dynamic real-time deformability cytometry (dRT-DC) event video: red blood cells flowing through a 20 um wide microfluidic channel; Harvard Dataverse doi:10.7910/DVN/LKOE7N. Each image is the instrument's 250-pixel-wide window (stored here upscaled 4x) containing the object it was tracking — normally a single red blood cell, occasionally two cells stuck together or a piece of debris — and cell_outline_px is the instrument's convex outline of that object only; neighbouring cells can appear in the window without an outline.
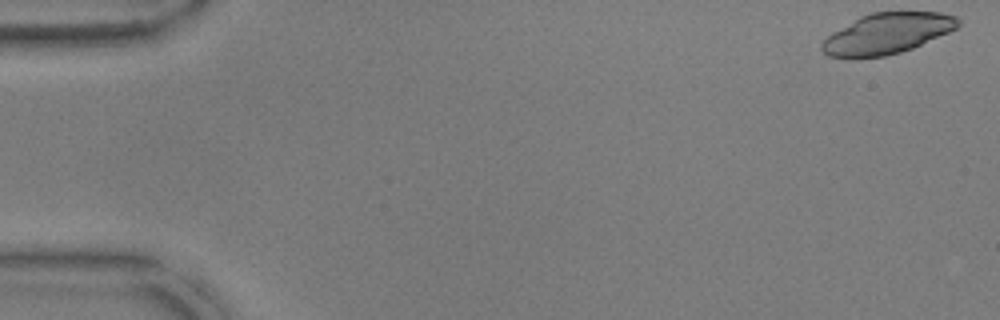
{"species": "common noctule bat (a hibernating species)", "species_latin": "Nyctalus noctula", "temperature_condition": "warm", "stored_images_in_passage": 52, "camera_frame_rate_fps": 3000, "um_per_image_px": 0.085, "animal": {"sex": "male", "body_mass_g": 17.9, "forearm_length_mm": 54.2}, "frame": {"image": 1, "passage_image": 1, "time_ms": 0.0, "image_size_px": [1000, 320], "cell_outline_px": [[960, 24], [956, 28], [948, 32], [912, 48], [900, 52], [884, 56], [856, 60], [828, 56], [820, 48], [820, 44], [832, 32], [860, 16], [872, 12], [940, 12], [956, 16], [960, 20]], "centroid_in_image_um": [75.35, 2.87], "position_along_channel_um": 9.6, "area_um2": 32.54}}